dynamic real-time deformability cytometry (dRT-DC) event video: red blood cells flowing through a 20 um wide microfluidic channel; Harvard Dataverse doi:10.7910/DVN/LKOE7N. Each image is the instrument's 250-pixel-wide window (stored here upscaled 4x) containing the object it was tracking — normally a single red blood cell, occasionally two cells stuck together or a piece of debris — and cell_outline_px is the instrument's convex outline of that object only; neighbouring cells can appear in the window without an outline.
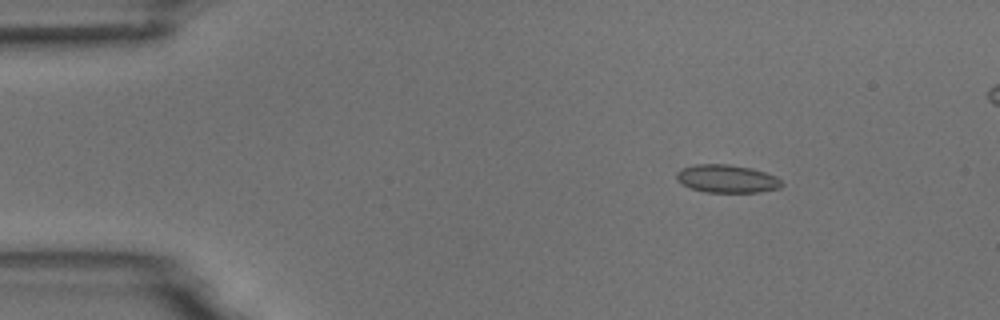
{"species": "common noctule bat (a hibernating species)", "species_latin": "Nyctalus noctula", "temperature_condition": "room temperature", "stored_images_in_passage": 7, "camera_frame_rate_fps": 3000, "um_per_image_px": 0.085, "animal": {"sex": "male", "body_mass_g": 18.8}, "frame": {"image": 1, "passage_image": 3, "time_ms": 2.333, "image_size_px": [1000, 320], "cell_outline_px": [[784, 184], [780, 188], [760, 192], [704, 192], [680, 184], [676, 180], [676, 172], [680, 168], [696, 164], [728, 164], [752, 168], [776, 176]], "centroid_in_image_um": [61.76, 15.19], "position_along_channel_um": 23.2, "area_um2": 17.34}}